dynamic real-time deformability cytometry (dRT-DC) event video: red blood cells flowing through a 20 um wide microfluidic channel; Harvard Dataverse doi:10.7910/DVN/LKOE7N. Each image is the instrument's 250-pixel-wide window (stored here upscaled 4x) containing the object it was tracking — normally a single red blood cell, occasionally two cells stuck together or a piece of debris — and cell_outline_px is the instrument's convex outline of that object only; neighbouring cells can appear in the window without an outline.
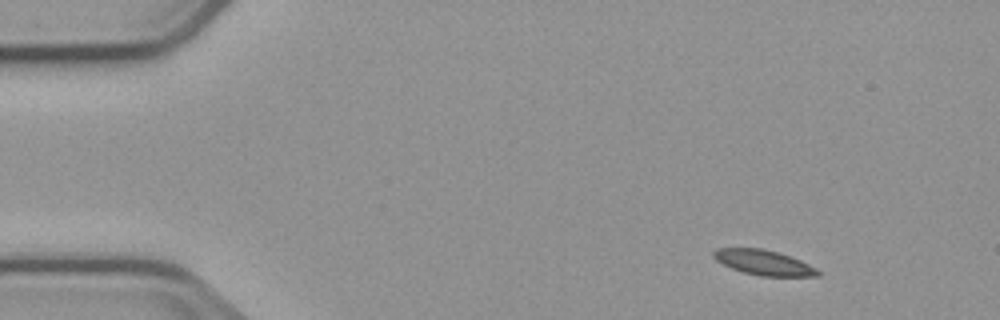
{"species": "common noctule bat (a hibernating species)", "species_latin": "Nyctalus noctula", "temperature_condition": "cold", "stored_images_in_passage": 4, "camera_frame_rate_fps": 3000, "um_per_image_px": 0.085, "animal": {"sex": "male", "body_mass_g": 23.1, "forearm_length_mm": 52.7}, "frame": {"image": 1, "passage_image": 1, "time_ms": 0.0, "image_size_px": [1000, 320], "cell_outline_px": [[820, 276], [760, 276], [744, 272], [732, 268], [716, 260], [712, 256], [712, 252], [716, 248], [764, 248], [780, 252], [800, 260], [816, 268], [820, 272]], "centroid_in_image_um": [64.91, 22.3], "position_along_channel_um": 20.1, "area_um2": 15.26}}
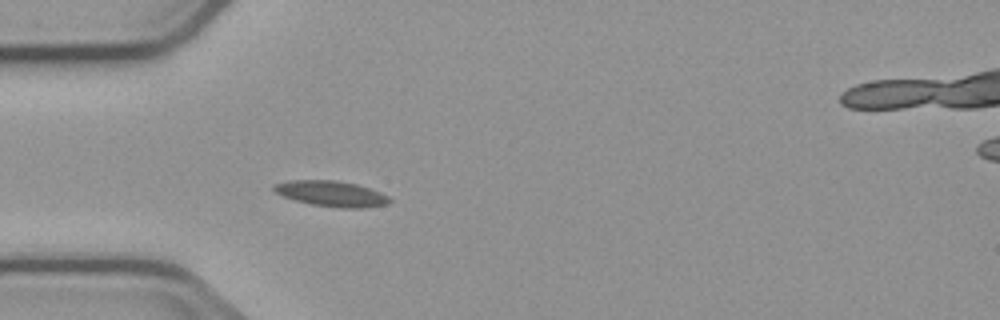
{"frame": {"image": 2, "passage_image": 4, "time_ms": 3.333, "image_size_px": [1000, 320], "cell_outline_px": [[392, 200], [388, 204], [364, 208], [340, 208], [312, 204], [280, 196], [272, 188], [276, 184], [288, 180], [336, 180], [356, 184], [380, 192], [388, 196]], "centroid_in_image_um": [28.17, 16.46], "position_along_channel_um": 56.8, "area_um2": 17.22}}